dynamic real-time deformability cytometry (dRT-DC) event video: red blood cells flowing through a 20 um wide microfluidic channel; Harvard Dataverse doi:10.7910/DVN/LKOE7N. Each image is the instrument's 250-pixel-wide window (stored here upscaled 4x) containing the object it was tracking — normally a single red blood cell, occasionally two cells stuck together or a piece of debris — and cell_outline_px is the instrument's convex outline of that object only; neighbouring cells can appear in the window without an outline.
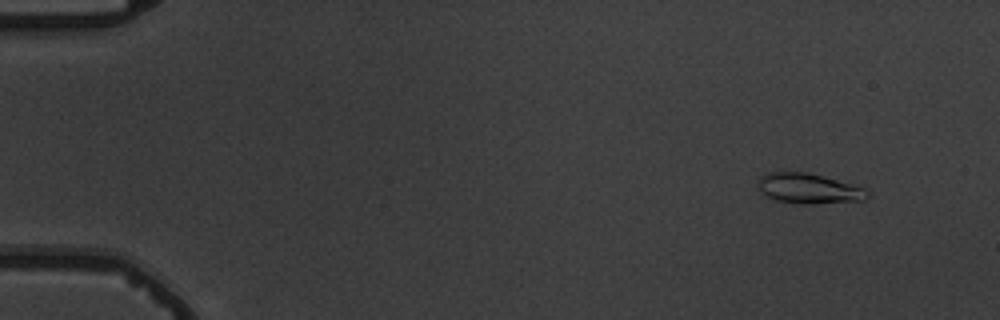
{"species": "common noctule bat (a hibernating species)", "species_latin": "Nyctalus noctula", "temperature_condition": "warm", "stored_images_in_passage": 5, "camera_frame_rate_fps": 3000, "um_per_image_px": 0.085, "animal": {"sex": "male", "body_mass_g": 19.5, "forearm_length_mm": 54.6}, "frame": {"image": 1, "passage_image": 2, "time_ms": 1.333, "image_size_px": [1000, 320], "cell_outline_px": [[868, 196], [864, 200], [812, 204], [800, 204], [776, 200], [768, 196], [760, 188], [760, 176], [768, 172], [804, 172], [820, 176], [864, 188], [868, 192]], "centroid_in_image_um": [68.74, 16.04], "position_along_channel_um": 16.3, "area_um2": 18.61}}